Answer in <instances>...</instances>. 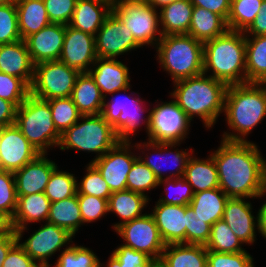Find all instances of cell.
<instances>
[{"mask_svg": "<svg viewBox=\"0 0 266 267\" xmlns=\"http://www.w3.org/2000/svg\"><path fill=\"white\" fill-rule=\"evenodd\" d=\"M211 155L217 166L219 188L229 198L261 199L265 157L256 143L221 139Z\"/></svg>", "mask_w": 266, "mask_h": 267, "instance_id": "cell-1", "label": "cell"}, {"mask_svg": "<svg viewBox=\"0 0 266 267\" xmlns=\"http://www.w3.org/2000/svg\"><path fill=\"white\" fill-rule=\"evenodd\" d=\"M170 93L173 101L190 121L197 116L207 130L224 113L227 85L205 73L173 83Z\"/></svg>", "mask_w": 266, "mask_h": 267, "instance_id": "cell-2", "label": "cell"}, {"mask_svg": "<svg viewBox=\"0 0 266 267\" xmlns=\"http://www.w3.org/2000/svg\"><path fill=\"white\" fill-rule=\"evenodd\" d=\"M229 131L225 141L246 142L247 136L266 117V83H244L227 87L224 104Z\"/></svg>", "mask_w": 266, "mask_h": 267, "instance_id": "cell-3", "label": "cell"}, {"mask_svg": "<svg viewBox=\"0 0 266 267\" xmlns=\"http://www.w3.org/2000/svg\"><path fill=\"white\" fill-rule=\"evenodd\" d=\"M203 73H209L208 76L227 86L246 83L244 32L227 30L223 35L204 42Z\"/></svg>", "mask_w": 266, "mask_h": 267, "instance_id": "cell-4", "label": "cell"}, {"mask_svg": "<svg viewBox=\"0 0 266 267\" xmlns=\"http://www.w3.org/2000/svg\"><path fill=\"white\" fill-rule=\"evenodd\" d=\"M156 58L173 83L203 73V43L189 34L162 36Z\"/></svg>", "mask_w": 266, "mask_h": 267, "instance_id": "cell-5", "label": "cell"}, {"mask_svg": "<svg viewBox=\"0 0 266 267\" xmlns=\"http://www.w3.org/2000/svg\"><path fill=\"white\" fill-rule=\"evenodd\" d=\"M119 137L112 125L107 123L101 114L82 115L80 119L61 134L58 148L61 151L77 150L91 152L96 160L113 148Z\"/></svg>", "mask_w": 266, "mask_h": 267, "instance_id": "cell-6", "label": "cell"}, {"mask_svg": "<svg viewBox=\"0 0 266 267\" xmlns=\"http://www.w3.org/2000/svg\"><path fill=\"white\" fill-rule=\"evenodd\" d=\"M15 124L40 154H47V150L58 147L60 143L61 134L54 125L46 100L30 94L17 108Z\"/></svg>", "mask_w": 266, "mask_h": 267, "instance_id": "cell-7", "label": "cell"}, {"mask_svg": "<svg viewBox=\"0 0 266 267\" xmlns=\"http://www.w3.org/2000/svg\"><path fill=\"white\" fill-rule=\"evenodd\" d=\"M112 12L131 31L140 47L151 46L156 48L162 38L157 8H154L148 2L120 0L112 8Z\"/></svg>", "mask_w": 266, "mask_h": 267, "instance_id": "cell-8", "label": "cell"}, {"mask_svg": "<svg viewBox=\"0 0 266 267\" xmlns=\"http://www.w3.org/2000/svg\"><path fill=\"white\" fill-rule=\"evenodd\" d=\"M80 72L60 60L35 64L30 94L42 100L70 97Z\"/></svg>", "mask_w": 266, "mask_h": 267, "instance_id": "cell-9", "label": "cell"}, {"mask_svg": "<svg viewBox=\"0 0 266 267\" xmlns=\"http://www.w3.org/2000/svg\"><path fill=\"white\" fill-rule=\"evenodd\" d=\"M181 144L182 143L153 142L147 140L143 143L142 142L135 143V148L138 149V151H140L143 155L141 156V154L137 153L138 158L154 172L155 176L160 181L163 179H172L184 176L186 164L188 162L189 157L193 154L194 150L191 147H190L191 150H188V148L181 150H178V148L175 149L176 146H180ZM171 149L175 150L172 151ZM146 150L153 152V154L147 152ZM163 163L164 164L171 163V165L174 166V170L170 166H169L170 169L167 168L165 169L163 167L164 165ZM167 170H170L169 174L165 172Z\"/></svg>", "mask_w": 266, "mask_h": 267, "instance_id": "cell-10", "label": "cell"}, {"mask_svg": "<svg viewBox=\"0 0 266 267\" xmlns=\"http://www.w3.org/2000/svg\"><path fill=\"white\" fill-rule=\"evenodd\" d=\"M156 101L150 112L148 140L153 142L182 143L189 135L191 121L173 101Z\"/></svg>", "mask_w": 266, "mask_h": 267, "instance_id": "cell-11", "label": "cell"}, {"mask_svg": "<svg viewBox=\"0 0 266 267\" xmlns=\"http://www.w3.org/2000/svg\"><path fill=\"white\" fill-rule=\"evenodd\" d=\"M114 232L122 237V245L143 252L152 260L160 259L165 248L151 213L119 225Z\"/></svg>", "mask_w": 266, "mask_h": 267, "instance_id": "cell-12", "label": "cell"}, {"mask_svg": "<svg viewBox=\"0 0 266 267\" xmlns=\"http://www.w3.org/2000/svg\"><path fill=\"white\" fill-rule=\"evenodd\" d=\"M135 149L132 141H119L103 156L90 162L100 172L112 193L127 190V175L138 159Z\"/></svg>", "mask_w": 266, "mask_h": 267, "instance_id": "cell-13", "label": "cell"}, {"mask_svg": "<svg viewBox=\"0 0 266 267\" xmlns=\"http://www.w3.org/2000/svg\"><path fill=\"white\" fill-rule=\"evenodd\" d=\"M34 231L24 242H22V239H17V242L41 267H52L49 258L56 252L63 251V247H69L70 243H74L72 239L75 237L66 229L48 221Z\"/></svg>", "mask_w": 266, "mask_h": 267, "instance_id": "cell-14", "label": "cell"}, {"mask_svg": "<svg viewBox=\"0 0 266 267\" xmlns=\"http://www.w3.org/2000/svg\"><path fill=\"white\" fill-rule=\"evenodd\" d=\"M98 58L118 59L120 55L141 48L131 31L111 12L95 35Z\"/></svg>", "mask_w": 266, "mask_h": 267, "instance_id": "cell-15", "label": "cell"}, {"mask_svg": "<svg viewBox=\"0 0 266 267\" xmlns=\"http://www.w3.org/2000/svg\"><path fill=\"white\" fill-rule=\"evenodd\" d=\"M40 153L16 124L0 129V169L15 172L33 161Z\"/></svg>", "mask_w": 266, "mask_h": 267, "instance_id": "cell-16", "label": "cell"}, {"mask_svg": "<svg viewBox=\"0 0 266 267\" xmlns=\"http://www.w3.org/2000/svg\"><path fill=\"white\" fill-rule=\"evenodd\" d=\"M250 198H229L226 201L223 220L234 234L243 242V245H252L256 241V231L261 234V207L256 217L253 215ZM257 229V230H256Z\"/></svg>", "mask_w": 266, "mask_h": 267, "instance_id": "cell-17", "label": "cell"}, {"mask_svg": "<svg viewBox=\"0 0 266 267\" xmlns=\"http://www.w3.org/2000/svg\"><path fill=\"white\" fill-rule=\"evenodd\" d=\"M95 36L66 25L60 61L80 73L89 72L97 59Z\"/></svg>", "mask_w": 266, "mask_h": 267, "instance_id": "cell-18", "label": "cell"}, {"mask_svg": "<svg viewBox=\"0 0 266 267\" xmlns=\"http://www.w3.org/2000/svg\"><path fill=\"white\" fill-rule=\"evenodd\" d=\"M129 71V68L118 59L97 58L89 73L105 98L118 91L126 94L131 90Z\"/></svg>", "mask_w": 266, "mask_h": 267, "instance_id": "cell-19", "label": "cell"}, {"mask_svg": "<svg viewBox=\"0 0 266 267\" xmlns=\"http://www.w3.org/2000/svg\"><path fill=\"white\" fill-rule=\"evenodd\" d=\"M65 31L66 25L50 23L24 40L34 64L60 59Z\"/></svg>", "mask_w": 266, "mask_h": 267, "instance_id": "cell-20", "label": "cell"}, {"mask_svg": "<svg viewBox=\"0 0 266 267\" xmlns=\"http://www.w3.org/2000/svg\"><path fill=\"white\" fill-rule=\"evenodd\" d=\"M39 154L33 161L14 172L17 196L45 192L49 178L58 164Z\"/></svg>", "mask_w": 266, "mask_h": 267, "instance_id": "cell-21", "label": "cell"}, {"mask_svg": "<svg viewBox=\"0 0 266 267\" xmlns=\"http://www.w3.org/2000/svg\"><path fill=\"white\" fill-rule=\"evenodd\" d=\"M151 214L165 245L185 244L186 205L163 204L157 200Z\"/></svg>", "mask_w": 266, "mask_h": 267, "instance_id": "cell-22", "label": "cell"}, {"mask_svg": "<svg viewBox=\"0 0 266 267\" xmlns=\"http://www.w3.org/2000/svg\"><path fill=\"white\" fill-rule=\"evenodd\" d=\"M50 204L44 192L18 196L16 211L11 219L17 239H22L24 232L29 230L28 224L47 221Z\"/></svg>", "mask_w": 266, "mask_h": 267, "instance_id": "cell-23", "label": "cell"}, {"mask_svg": "<svg viewBox=\"0 0 266 267\" xmlns=\"http://www.w3.org/2000/svg\"><path fill=\"white\" fill-rule=\"evenodd\" d=\"M35 64L23 39L0 45V72L22 79L29 87L32 85Z\"/></svg>", "mask_w": 266, "mask_h": 267, "instance_id": "cell-24", "label": "cell"}, {"mask_svg": "<svg viewBox=\"0 0 266 267\" xmlns=\"http://www.w3.org/2000/svg\"><path fill=\"white\" fill-rule=\"evenodd\" d=\"M137 94L139 93L132 91V97L127 98V106L124 113H121L118 120L112 125L120 141L131 142L132 135L135 136V132L139 131L138 127L141 128L142 124L145 125L146 134L149 136L151 110L150 108L148 110L145 109V100L143 101L140 94ZM134 95L135 97H133ZM144 112L148 114L143 117Z\"/></svg>", "mask_w": 266, "mask_h": 267, "instance_id": "cell-25", "label": "cell"}, {"mask_svg": "<svg viewBox=\"0 0 266 267\" xmlns=\"http://www.w3.org/2000/svg\"><path fill=\"white\" fill-rule=\"evenodd\" d=\"M112 7L98 0H77L72 19L68 24L74 29L96 35Z\"/></svg>", "mask_w": 266, "mask_h": 267, "instance_id": "cell-26", "label": "cell"}, {"mask_svg": "<svg viewBox=\"0 0 266 267\" xmlns=\"http://www.w3.org/2000/svg\"><path fill=\"white\" fill-rule=\"evenodd\" d=\"M149 201L150 198L138 192L130 190L113 192L108 199V213L116 214L121 220L111 225L113 230L125 222L143 216L142 212Z\"/></svg>", "mask_w": 266, "mask_h": 267, "instance_id": "cell-27", "label": "cell"}, {"mask_svg": "<svg viewBox=\"0 0 266 267\" xmlns=\"http://www.w3.org/2000/svg\"><path fill=\"white\" fill-rule=\"evenodd\" d=\"M70 97L82 115L101 114L104 97L89 72L79 74Z\"/></svg>", "mask_w": 266, "mask_h": 267, "instance_id": "cell-28", "label": "cell"}, {"mask_svg": "<svg viewBox=\"0 0 266 267\" xmlns=\"http://www.w3.org/2000/svg\"><path fill=\"white\" fill-rule=\"evenodd\" d=\"M183 177L194 193L219 188L217 166L211 154L205 159L191 155Z\"/></svg>", "mask_w": 266, "mask_h": 267, "instance_id": "cell-29", "label": "cell"}, {"mask_svg": "<svg viewBox=\"0 0 266 267\" xmlns=\"http://www.w3.org/2000/svg\"><path fill=\"white\" fill-rule=\"evenodd\" d=\"M193 8L189 0H178L158 9L162 36L188 34Z\"/></svg>", "mask_w": 266, "mask_h": 267, "instance_id": "cell-30", "label": "cell"}, {"mask_svg": "<svg viewBox=\"0 0 266 267\" xmlns=\"http://www.w3.org/2000/svg\"><path fill=\"white\" fill-rule=\"evenodd\" d=\"M160 259L167 267H207V249L203 245L168 244Z\"/></svg>", "mask_w": 266, "mask_h": 267, "instance_id": "cell-31", "label": "cell"}, {"mask_svg": "<svg viewBox=\"0 0 266 267\" xmlns=\"http://www.w3.org/2000/svg\"><path fill=\"white\" fill-rule=\"evenodd\" d=\"M15 4L18 28L23 40L51 23L43 0H17Z\"/></svg>", "mask_w": 266, "mask_h": 267, "instance_id": "cell-32", "label": "cell"}, {"mask_svg": "<svg viewBox=\"0 0 266 267\" xmlns=\"http://www.w3.org/2000/svg\"><path fill=\"white\" fill-rule=\"evenodd\" d=\"M228 30L226 21L216 13L194 6L188 34L202 43L223 35Z\"/></svg>", "mask_w": 266, "mask_h": 267, "instance_id": "cell-33", "label": "cell"}, {"mask_svg": "<svg viewBox=\"0 0 266 267\" xmlns=\"http://www.w3.org/2000/svg\"><path fill=\"white\" fill-rule=\"evenodd\" d=\"M228 199L220 188H214L194 193L189 206L198 217L212 226L218 220H222Z\"/></svg>", "mask_w": 266, "mask_h": 267, "instance_id": "cell-34", "label": "cell"}, {"mask_svg": "<svg viewBox=\"0 0 266 267\" xmlns=\"http://www.w3.org/2000/svg\"><path fill=\"white\" fill-rule=\"evenodd\" d=\"M246 83H266V35H245Z\"/></svg>", "mask_w": 266, "mask_h": 267, "instance_id": "cell-35", "label": "cell"}, {"mask_svg": "<svg viewBox=\"0 0 266 267\" xmlns=\"http://www.w3.org/2000/svg\"><path fill=\"white\" fill-rule=\"evenodd\" d=\"M47 221L66 229L75 237L76 232L83 226L77 193L69 198L50 204Z\"/></svg>", "mask_w": 266, "mask_h": 267, "instance_id": "cell-36", "label": "cell"}, {"mask_svg": "<svg viewBox=\"0 0 266 267\" xmlns=\"http://www.w3.org/2000/svg\"><path fill=\"white\" fill-rule=\"evenodd\" d=\"M243 242L234 234L228 224L222 219L211 226V234L206 244L209 251L220 253H237L245 251Z\"/></svg>", "mask_w": 266, "mask_h": 267, "instance_id": "cell-37", "label": "cell"}, {"mask_svg": "<svg viewBox=\"0 0 266 267\" xmlns=\"http://www.w3.org/2000/svg\"><path fill=\"white\" fill-rule=\"evenodd\" d=\"M263 0H231L228 30L244 32L254 21Z\"/></svg>", "mask_w": 266, "mask_h": 267, "instance_id": "cell-38", "label": "cell"}, {"mask_svg": "<svg viewBox=\"0 0 266 267\" xmlns=\"http://www.w3.org/2000/svg\"><path fill=\"white\" fill-rule=\"evenodd\" d=\"M77 178L75 174L59 170L57 166L49 178L45 196L51 203L74 196L77 193Z\"/></svg>", "mask_w": 266, "mask_h": 267, "instance_id": "cell-39", "label": "cell"}, {"mask_svg": "<svg viewBox=\"0 0 266 267\" xmlns=\"http://www.w3.org/2000/svg\"><path fill=\"white\" fill-rule=\"evenodd\" d=\"M104 265L90 248L71 243L58 255L54 267H104Z\"/></svg>", "mask_w": 266, "mask_h": 267, "instance_id": "cell-40", "label": "cell"}, {"mask_svg": "<svg viewBox=\"0 0 266 267\" xmlns=\"http://www.w3.org/2000/svg\"><path fill=\"white\" fill-rule=\"evenodd\" d=\"M47 102L50 106L54 125L60 134H63L82 116L71 97L53 98Z\"/></svg>", "mask_w": 266, "mask_h": 267, "instance_id": "cell-41", "label": "cell"}, {"mask_svg": "<svg viewBox=\"0 0 266 267\" xmlns=\"http://www.w3.org/2000/svg\"><path fill=\"white\" fill-rule=\"evenodd\" d=\"M159 180L154 172L139 158L133 163L127 175V190L141 193L149 198L146 192L158 188Z\"/></svg>", "mask_w": 266, "mask_h": 267, "instance_id": "cell-42", "label": "cell"}, {"mask_svg": "<svg viewBox=\"0 0 266 267\" xmlns=\"http://www.w3.org/2000/svg\"><path fill=\"white\" fill-rule=\"evenodd\" d=\"M162 185H164V192H166L167 195L164 197L160 195V198L158 199L160 203L189 205L194 196L191 185L184 177L160 180L158 186Z\"/></svg>", "mask_w": 266, "mask_h": 267, "instance_id": "cell-43", "label": "cell"}, {"mask_svg": "<svg viewBox=\"0 0 266 267\" xmlns=\"http://www.w3.org/2000/svg\"><path fill=\"white\" fill-rule=\"evenodd\" d=\"M85 167V175L80 182L77 181V194L93 195L108 200L112 192L107 182L90 162Z\"/></svg>", "mask_w": 266, "mask_h": 267, "instance_id": "cell-44", "label": "cell"}, {"mask_svg": "<svg viewBox=\"0 0 266 267\" xmlns=\"http://www.w3.org/2000/svg\"><path fill=\"white\" fill-rule=\"evenodd\" d=\"M15 2L0 5V45L21 40Z\"/></svg>", "mask_w": 266, "mask_h": 267, "instance_id": "cell-45", "label": "cell"}, {"mask_svg": "<svg viewBox=\"0 0 266 267\" xmlns=\"http://www.w3.org/2000/svg\"><path fill=\"white\" fill-rule=\"evenodd\" d=\"M211 234V225L206 223L186 205L185 244L206 246Z\"/></svg>", "mask_w": 266, "mask_h": 267, "instance_id": "cell-46", "label": "cell"}, {"mask_svg": "<svg viewBox=\"0 0 266 267\" xmlns=\"http://www.w3.org/2000/svg\"><path fill=\"white\" fill-rule=\"evenodd\" d=\"M30 95V87L20 78L0 72V98L17 108Z\"/></svg>", "mask_w": 266, "mask_h": 267, "instance_id": "cell-47", "label": "cell"}, {"mask_svg": "<svg viewBox=\"0 0 266 267\" xmlns=\"http://www.w3.org/2000/svg\"><path fill=\"white\" fill-rule=\"evenodd\" d=\"M106 267H148L152 259L143 252L136 251L124 245L110 253Z\"/></svg>", "mask_w": 266, "mask_h": 267, "instance_id": "cell-48", "label": "cell"}, {"mask_svg": "<svg viewBox=\"0 0 266 267\" xmlns=\"http://www.w3.org/2000/svg\"><path fill=\"white\" fill-rule=\"evenodd\" d=\"M17 199L14 172L0 169V210L10 219L16 211Z\"/></svg>", "mask_w": 266, "mask_h": 267, "instance_id": "cell-49", "label": "cell"}, {"mask_svg": "<svg viewBox=\"0 0 266 267\" xmlns=\"http://www.w3.org/2000/svg\"><path fill=\"white\" fill-rule=\"evenodd\" d=\"M77 196L83 224L96 222L108 214L107 199L86 194Z\"/></svg>", "mask_w": 266, "mask_h": 267, "instance_id": "cell-50", "label": "cell"}, {"mask_svg": "<svg viewBox=\"0 0 266 267\" xmlns=\"http://www.w3.org/2000/svg\"><path fill=\"white\" fill-rule=\"evenodd\" d=\"M253 257L247 250L220 253L207 250V267H254Z\"/></svg>", "mask_w": 266, "mask_h": 267, "instance_id": "cell-51", "label": "cell"}, {"mask_svg": "<svg viewBox=\"0 0 266 267\" xmlns=\"http://www.w3.org/2000/svg\"><path fill=\"white\" fill-rule=\"evenodd\" d=\"M51 23L68 25L72 19L77 0H43Z\"/></svg>", "mask_w": 266, "mask_h": 267, "instance_id": "cell-52", "label": "cell"}, {"mask_svg": "<svg viewBox=\"0 0 266 267\" xmlns=\"http://www.w3.org/2000/svg\"><path fill=\"white\" fill-rule=\"evenodd\" d=\"M120 92L121 91L110 94L112 98L110 97L109 100L108 97L104 98L101 115L103 116L105 121L111 125H113L118 120L119 115L121 113H124V110L126 109L127 106V98H130V95H132V90L131 94L129 92V96L128 95L120 96L119 95Z\"/></svg>", "mask_w": 266, "mask_h": 267, "instance_id": "cell-53", "label": "cell"}, {"mask_svg": "<svg viewBox=\"0 0 266 267\" xmlns=\"http://www.w3.org/2000/svg\"><path fill=\"white\" fill-rule=\"evenodd\" d=\"M2 267H41L17 242L8 252Z\"/></svg>", "mask_w": 266, "mask_h": 267, "instance_id": "cell-54", "label": "cell"}, {"mask_svg": "<svg viewBox=\"0 0 266 267\" xmlns=\"http://www.w3.org/2000/svg\"><path fill=\"white\" fill-rule=\"evenodd\" d=\"M193 6L205 8L227 21L230 13L231 0H189Z\"/></svg>", "mask_w": 266, "mask_h": 267, "instance_id": "cell-55", "label": "cell"}, {"mask_svg": "<svg viewBox=\"0 0 266 267\" xmlns=\"http://www.w3.org/2000/svg\"><path fill=\"white\" fill-rule=\"evenodd\" d=\"M244 35H266V0L262 1V5L257 13V16L251 25L244 31Z\"/></svg>", "mask_w": 266, "mask_h": 267, "instance_id": "cell-56", "label": "cell"}, {"mask_svg": "<svg viewBox=\"0 0 266 267\" xmlns=\"http://www.w3.org/2000/svg\"><path fill=\"white\" fill-rule=\"evenodd\" d=\"M17 107L7 100L0 98V126L6 127L15 124Z\"/></svg>", "mask_w": 266, "mask_h": 267, "instance_id": "cell-57", "label": "cell"}, {"mask_svg": "<svg viewBox=\"0 0 266 267\" xmlns=\"http://www.w3.org/2000/svg\"><path fill=\"white\" fill-rule=\"evenodd\" d=\"M17 243V236L14 230L0 236V267L6 259L9 250Z\"/></svg>", "mask_w": 266, "mask_h": 267, "instance_id": "cell-58", "label": "cell"}, {"mask_svg": "<svg viewBox=\"0 0 266 267\" xmlns=\"http://www.w3.org/2000/svg\"><path fill=\"white\" fill-rule=\"evenodd\" d=\"M11 219L0 210V236L12 231Z\"/></svg>", "mask_w": 266, "mask_h": 267, "instance_id": "cell-59", "label": "cell"}, {"mask_svg": "<svg viewBox=\"0 0 266 267\" xmlns=\"http://www.w3.org/2000/svg\"><path fill=\"white\" fill-rule=\"evenodd\" d=\"M261 236L266 239V199L261 206Z\"/></svg>", "mask_w": 266, "mask_h": 267, "instance_id": "cell-60", "label": "cell"}, {"mask_svg": "<svg viewBox=\"0 0 266 267\" xmlns=\"http://www.w3.org/2000/svg\"><path fill=\"white\" fill-rule=\"evenodd\" d=\"M173 1H178V0H149L148 3L151 4L154 8L160 9L163 6L168 5Z\"/></svg>", "mask_w": 266, "mask_h": 267, "instance_id": "cell-61", "label": "cell"}, {"mask_svg": "<svg viewBox=\"0 0 266 267\" xmlns=\"http://www.w3.org/2000/svg\"><path fill=\"white\" fill-rule=\"evenodd\" d=\"M262 197L266 198V159H264V164H263V192H262L261 200H262Z\"/></svg>", "mask_w": 266, "mask_h": 267, "instance_id": "cell-62", "label": "cell"}, {"mask_svg": "<svg viewBox=\"0 0 266 267\" xmlns=\"http://www.w3.org/2000/svg\"><path fill=\"white\" fill-rule=\"evenodd\" d=\"M148 267H167L161 259L152 260Z\"/></svg>", "mask_w": 266, "mask_h": 267, "instance_id": "cell-63", "label": "cell"}, {"mask_svg": "<svg viewBox=\"0 0 266 267\" xmlns=\"http://www.w3.org/2000/svg\"><path fill=\"white\" fill-rule=\"evenodd\" d=\"M98 1L104 2L113 8L118 4L120 0H98Z\"/></svg>", "mask_w": 266, "mask_h": 267, "instance_id": "cell-64", "label": "cell"}, {"mask_svg": "<svg viewBox=\"0 0 266 267\" xmlns=\"http://www.w3.org/2000/svg\"><path fill=\"white\" fill-rule=\"evenodd\" d=\"M10 2H14L13 0H0V5L7 4Z\"/></svg>", "mask_w": 266, "mask_h": 267, "instance_id": "cell-65", "label": "cell"}, {"mask_svg": "<svg viewBox=\"0 0 266 267\" xmlns=\"http://www.w3.org/2000/svg\"><path fill=\"white\" fill-rule=\"evenodd\" d=\"M126 1L148 2L149 0H126Z\"/></svg>", "mask_w": 266, "mask_h": 267, "instance_id": "cell-66", "label": "cell"}]
</instances>
